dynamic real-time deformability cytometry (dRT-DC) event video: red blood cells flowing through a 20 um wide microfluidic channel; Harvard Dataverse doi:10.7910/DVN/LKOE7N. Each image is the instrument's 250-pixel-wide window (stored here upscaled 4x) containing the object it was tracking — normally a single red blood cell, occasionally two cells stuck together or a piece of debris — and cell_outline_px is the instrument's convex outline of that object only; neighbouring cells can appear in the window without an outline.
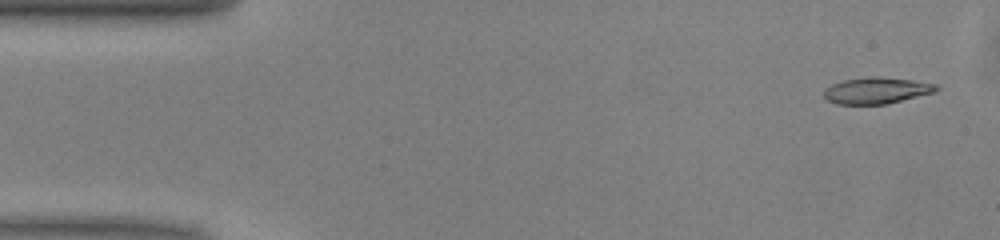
{"species": "common noctule bat (a hibernating species)", "species_latin": "Nyctalus noctula", "temperature_condition": "warm", "stored_images_in_passage": 49, "camera_frame_rate_fps": 3000, "um_per_image_px": 0.085, "animal": {"sex": "male", "body_mass_g": 13.0, "forearm_length_mm": 53.1}, "frame": {"image": 1, "passage_image": 2, "time_ms": 0.333, "image_size_px": [1000, 240], "cell_outline_px": [[940, 88], [936, 92], [884, 104], [836, 104], [828, 100], [824, 96], [824, 88], [832, 84], [844, 80], [868, 76], [880, 76], [912, 80], [936, 84]], "centroid_in_image_um": [74.5, 7.68], "position_along_channel_um": 10.5, "area_um2": 17.28}}
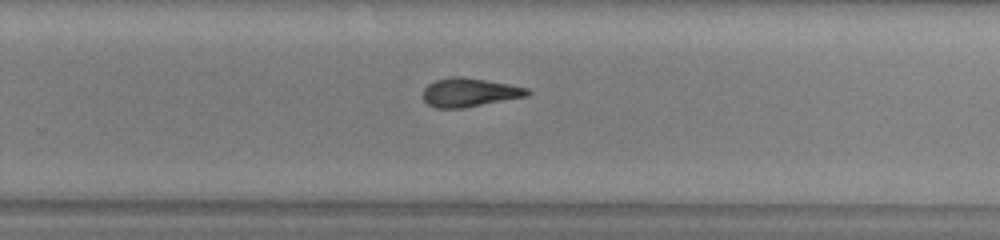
{"frame": {"image": 2, "passage_image": 31, "time_ms": 10.0, "image_size_px": [1000, 240], "cell_outline_px": [[532, 92], [528, 96], [464, 108], [436, 108], [428, 104], [424, 100], [424, 88], [428, 84], [436, 80], [452, 76], [460, 76], [508, 84], [528, 88]], "centroid_in_image_um": [39.92, 7.86], "position_along_channel_um": 289.9, "area_um2": 17.4}}
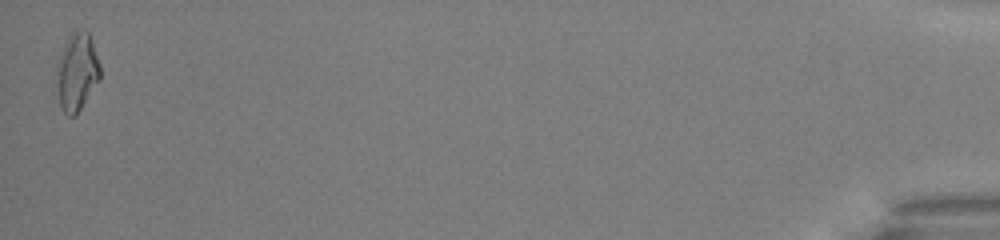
{"frame": {"image": 3, "passage_image": 49, "time_ms": 16.0, "image_size_px": [1000, 240], "cell_outline_px": [[100, 80], [76, 116], [68, 116], [60, 108], [56, 68], [56, 64], [68, 36], [72, 28], [88, 32], [100, 64]], "centroid_in_image_um": [6.54, 6.11], "position_along_channel_um": 428.7, "area_um2": 19.83}, "authors_computed_cell_mechanics": {"area_um2": 17.6868, "velocity_mm_per_s": 4.0698, "shape_relaxation_time_tau1_ms": 9.6245, "shape_relaxation_time_tau2_ms": 2.9492, "deformation_change_tau1": 0.3111, "deformation_change_tau2": 0.1352}}